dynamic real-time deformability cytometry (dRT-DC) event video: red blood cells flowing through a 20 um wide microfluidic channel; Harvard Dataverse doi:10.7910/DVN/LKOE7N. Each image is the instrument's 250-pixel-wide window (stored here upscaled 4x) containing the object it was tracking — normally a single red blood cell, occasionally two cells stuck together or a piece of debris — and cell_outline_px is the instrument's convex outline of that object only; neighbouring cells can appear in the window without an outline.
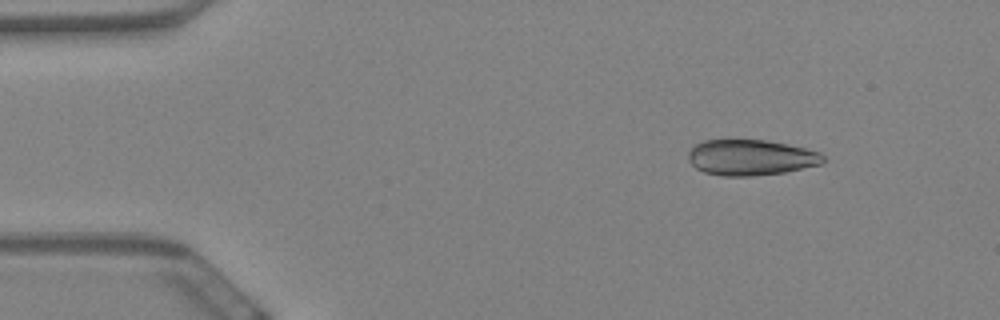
{"species": "Egyptian fruit bat (a non-hibernating species)", "species_latin": "Rousettus aegyptiacus", "temperature_condition": "warm", "stored_images_in_passage": 58, "camera_frame_rate_fps": 3000, "um_per_image_px": 0.085, "animal": {"sex": "female"}, "frame": {"image": 1, "passage_image": 7, "time_ms": 2.0, "image_size_px": [1000, 320], "cell_outline_px": [[824, 160], [820, 164], [784, 172], [752, 176], [724, 176], [704, 172], [696, 168], [688, 160], [688, 148], [704, 140], [768, 140], [788, 144], [820, 152], [824, 156]], "centroid_in_image_um": [63.78, 13.38], "position_along_channel_um": 21.2, "area_um2": 28.09}}
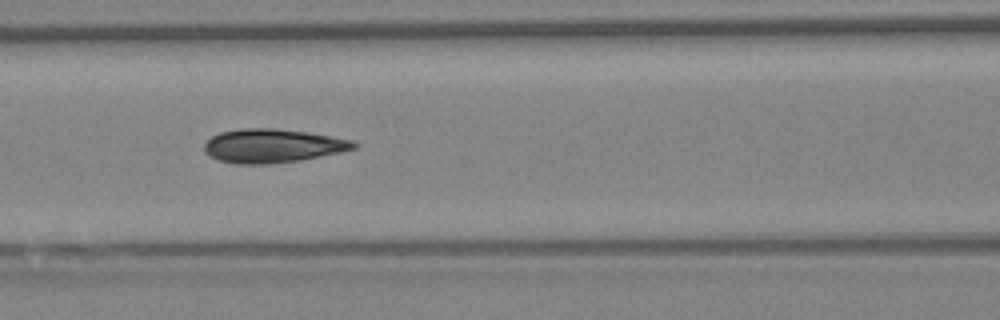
{"frame": {"image": 2, "passage_image": 25, "time_ms": 8.0, "image_size_px": [1000, 320], "cell_outline_px": [[360, 144], [356, 148], [340, 152], [300, 160], [268, 164], [236, 164], [216, 160], [208, 156], [204, 152], [204, 144], [212, 136], [220, 132], [244, 128], [276, 128], [308, 132], [352, 140]], "centroid_in_image_um": [23.14, 12.4], "position_along_channel_um": 143.5, "area_um2": 29.54}}
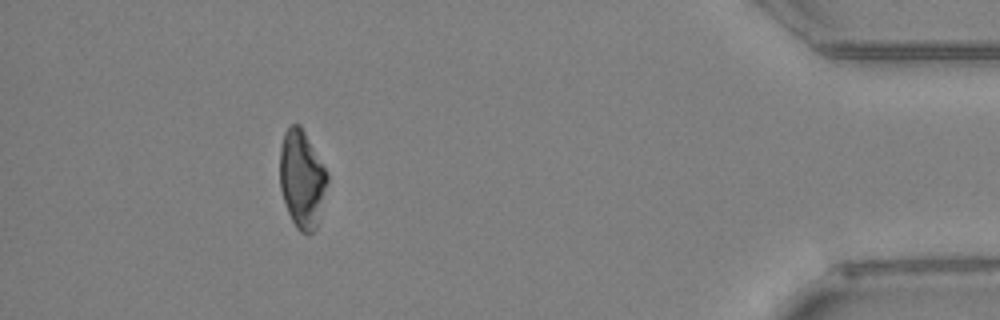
{"frame": {"image": 3, "passage_image": 53, "time_ms": 17.333, "image_size_px": [1000, 320], "cell_outline_px": [[328, 180], [316, 228], [312, 232], [300, 232], [296, 228], [288, 212], [280, 188], [280, 148], [284, 132], [292, 124], [300, 124], [324, 168], [328, 176]], "centroid_in_image_um": [25.64, 15.22], "position_along_channel_um": 409.6, "area_um2": 26.47}, "authors_computed_cell_mechanics": {"area_um2": 28.033, "velocity_mm_per_s": 3.4567, "shape_relaxation_time_tau1_ms": 6.8427, "shape_relaxation_time_tau2_ms": 1.5333, "deformation_change_tau1": 0.2434, "deformation_change_tau2": 0.0472}}